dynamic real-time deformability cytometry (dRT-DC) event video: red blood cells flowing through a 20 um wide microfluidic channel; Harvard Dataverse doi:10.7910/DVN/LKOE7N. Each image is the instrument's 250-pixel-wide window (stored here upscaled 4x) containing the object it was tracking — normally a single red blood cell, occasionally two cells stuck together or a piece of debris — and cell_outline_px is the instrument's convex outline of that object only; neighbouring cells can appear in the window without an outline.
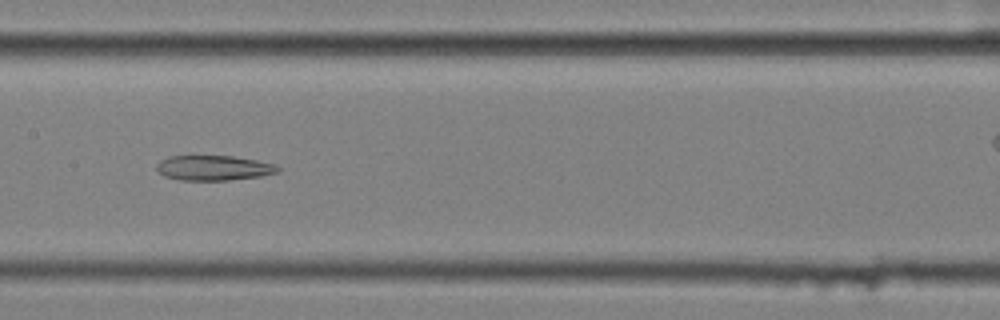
{"species": "common noctule bat (a hibernating species)", "species_latin": "Nyctalus noctula", "temperature_condition": "cold", "stored_images_in_passage": 57, "camera_frame_rate_fps": 3000, "um_per_image_px": 0.085, "animal": {"sex": "female", "body_mass_g": 25.1}, "frame": {"image": 1, "passage_image": 28, "time_ms": 9.0, "image_size_px": [1000, 320], "cell_outline_px": [[280, 172], [260, 176], [228, 180], [180, 180], [164, 176], [156, 172], [156, 164], [160, 160], [168, 156], [232, 156], [256, 160], [276, 164], [280, 168]], "centroid_in_image_um": [18.14, 14.27], "position_along_channel_um": 189.3, "area_um2": 17.8}}
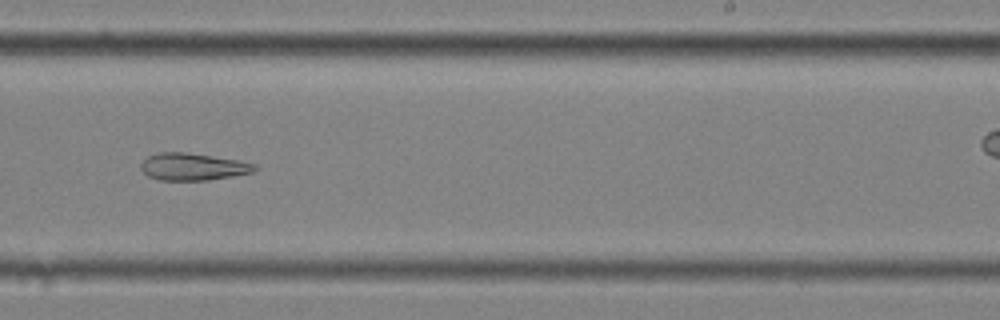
{"frame": {"image": 2, "passage_image": 35, "time_ms": 11.333, "image_size_px": [1000, 320], "cell_outline_px": [[260, 168], [252, 172], [232, 176], [208, 180], [160, 180], [148, 176], [140, 168], [140, 164], [148, 156], [156, 152], [184, 152], [236, 160], [256, 164]], "centroid_in_image_um": [16.38, 14.17], "position_along_channel_um": 272.6, "area_um2": 17.92}}
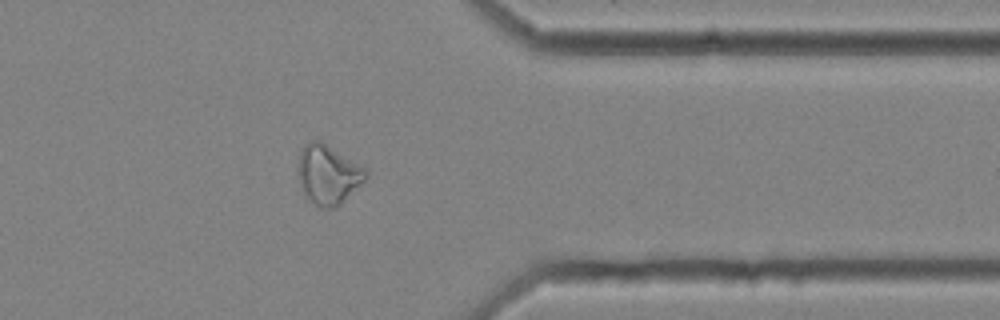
{"frame": {"image": 3, "passage_image": 45, "time_ms": 14.667, "image_size_px": [1000, 320], "cell_outline_px": [[368, 176], [336, 208], [320, 208], [304, 196], [296, 172], [300, 152], [304, 144], [312, 140], [320, 140], [368, 168]], "centroid_in_image_um": [27.87, 14.82], "position_along_channel_um": 383.5, "area_um2": 23.76}}